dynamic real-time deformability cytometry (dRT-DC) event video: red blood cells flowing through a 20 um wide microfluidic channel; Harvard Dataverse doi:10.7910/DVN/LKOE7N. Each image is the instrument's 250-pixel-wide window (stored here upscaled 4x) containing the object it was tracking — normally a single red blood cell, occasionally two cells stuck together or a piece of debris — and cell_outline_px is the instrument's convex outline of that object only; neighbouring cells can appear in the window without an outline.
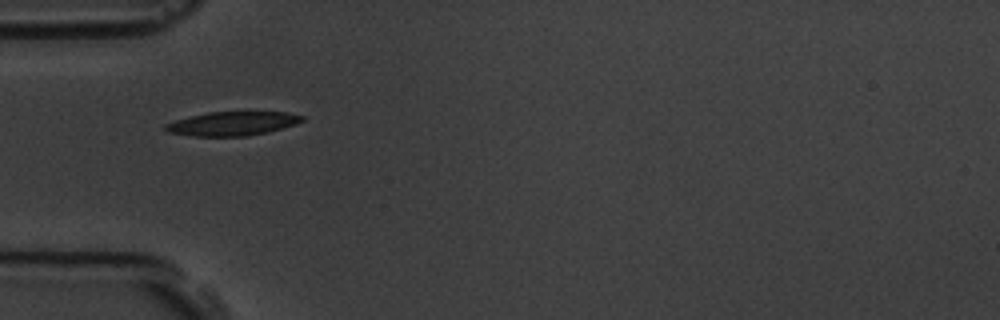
{"species": "common noctule bat (a hibernating species)", "species_latin": "Nyctalus noctula", "temperature_condition": "room temperature", "stored_images_in_passage": 40, "camera_frame_rate_fps": 3000, "um_per_image_px": 0.085, "animal": {"sex": "male", "body_mass_g": 19.5, "forearm_length_mm": 54.6}, "frame": {"image": 1, "passage_image": 1, "time_ms": 0.0, "image_size_px": [1000, 320], "cell_outline_px": [[304, 120], [296, 124], [268, 132], [248, 136], [192, 136], [168, 132], [164, 128], [164, 124], [176, 120], [208, 112], [288, 112], [304, 116]], "centroid_in_image_um": [19.77, 10.51], "position_along_channel_um": 65.2, "area_um2": 19.02}}
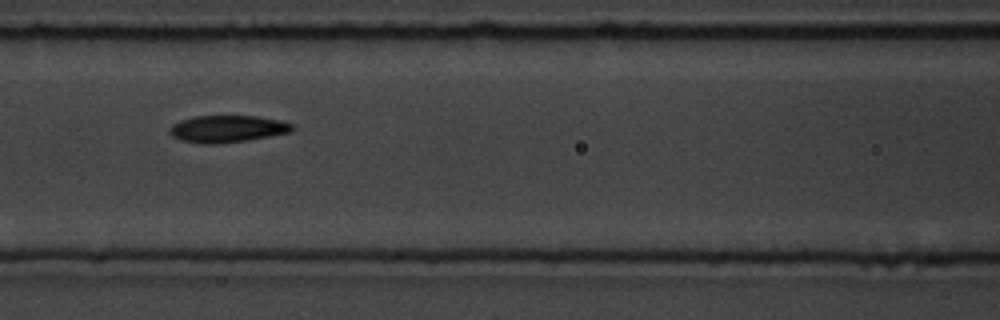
{"frame": {"image": 2, "passage_image": 8, "time_ms": 2.333, "image_size_px": [1000, 320], "cell_outline_px": [[296, 128], [292, 132], [248, 140], [216, 144], [200, 144], [180, 140], [172, 136], [168, 132], [172, 124], [180, 120], [196, 116], [256, 116], [280, 120], [296, 124]], "centroid_in_image_um": [19.35, 10.95], "position_along_channel_um": 147.2, "area_um2": 19.59}}
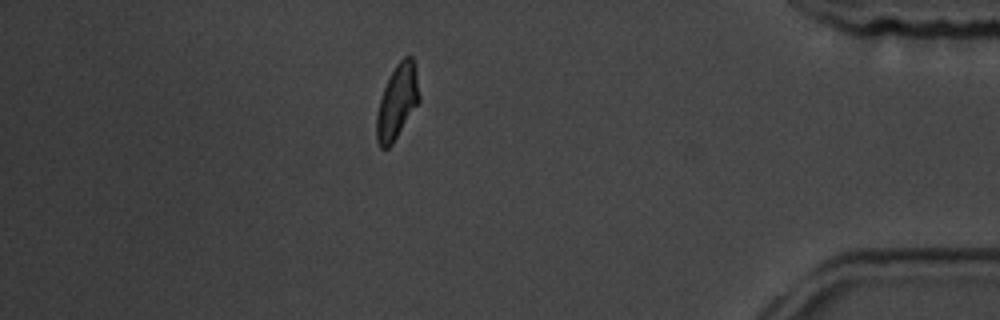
{"frame": {"image": 3, "passage_image": 33, "time_ms": 10.667, "image_size_px": [1000, 320], "cell_outline_px": [[420, 100], [392, 144], [388, 148], [380, 148], [376, 140], [376, 112], [384, 88], [396, 64], [404, 56], [412, 56], [416, 72], [420, 96]], "centroid_in_image_um": [33.75, 8.67], "position_along_channel_um": 401.5, "area_um2": 18.26}, "authors_computed_cell_mechanics": {"area_um2": 18.9584, "velocity_mm_per_s": 3.5465, "shape_relaxation_time_tau1_ms": 3.4116, "shape_relaxation_time_tau2_ms": 2.4699, "deformation_change_tau1": 0.1399, "deformation_change_tau2": 0.0906}}